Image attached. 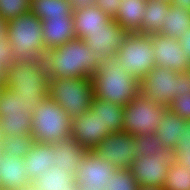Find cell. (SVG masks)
Segmentation results:
<instances>
[{
	"label": "cell",
	"mask_w": 190,
	"mask_h": 190,
	"mask_svg": "<svg viewBox=\"0 0 190 190\" xmlns=\"http://www.w3.org/2000/svg\"><path fill=\"white\" fill-rule=\"evenodd\" d=\"M140 93L168 108L179 94V73L155 66L141 81Z\"/></svg>",
	"instance_id": "obj_10"
},
{
	"label": "cell",
	"mask_w": 190,
	"mask_h": 190,
	"mask_svg": "<svg viewBox=\"0 0 190 190\" xmlns=\"http://www.w3.org/2000/svg\"><path fill=\"white\" fill-rule=\"evenodd\" d=\"M146 3L147 0H122L114 21L128 32L142 33Z\"/></svg>",
	"instance_id": "obj_23"
},
{
	"label": "cell",
	"mask_w": 190,
	"mask_h": 190,
	"mask_svg": "<svg viewBox=\"0 0 190 190\" xmlns=\"http://www.w3.org/2000/svg\"><path fill=\"white\" fill-rule=\"evenodd\" d=\"M171 2L160 0H147L144 9V20L142 22L143 34L158 33L165 23L166 12L170 8Z\"/></svg>",
	"instance_id": "obj_29"
},
{
	"label": "cell",
	"mask_w": 190,
	"mask_h": 190,
	"mask_svg": "<svg viewBox=\"0 0 190 190\" xmlns=\"http://www.w3.org/2000/svg\"><path fill=\"white\" fill-rule=\"evenodd\" d=\"M32 184L36 190H79V185L71 173L54 166L44 170Z\"/></svg>",
	"instance_id": "obj_22"
},
{
	"label": "cell",
	"mask_w": 190,
	"mask_h": 190,
	"mask_svg": "<svg viewBox=\"0 0 190 190\" xmlns=\"http://www.w3.org/2000/svg\"><path fill=\"white\" fill-rule=\"evenodd\" d=\"M179 94H190V70L179 73Z\"/></svg>",
	"instance_id": "obj_38"
},
{
	"label": "cell",
	"mask_w": 190,
	"mask_h": 190,
	"mask_svg": "<svg viewBox=\"0 0 190 190\" xmlns=\"http://www.w3.org/2000/svg\"><path fill=\"white\" fill-rule=\"evenodd\" d=\"M49 79L89 78L99 70L101 59L83 39L75 38L48 49L44 59Z\"/></svg>",
	"instance_id": "obj_1"
},
{
	"label": "cell",
	"mask_w": 190,
	"mask_h": 190,
	"mask_svg": "<svg viewBox=\"0 0 190 190\" xmlns=\"http://www.w3.org/2000/svg\"><path fill=\"white\" fill-rule=\"evenodd\" d=\"M90 108L98 113L103 125L107 126L110 132L122 131L124 115L123 106L93 97Z\"/></svg>",
	"instance_id": "obj_27"
},
{
	"label": "cell",
	"mask_w": 190,
	"mask_h": 190,
	"mask_svg": "<svg viewBox=\"0 0 190 190\" xmlns=\"http://www.w3.org/2000/svg\"><path fill=\"white\" fill-rule=\"evenodd\" d=\"M137 190H164L163 187L157 186H139Z\"/></svg>",
	"instance_id": "obj_43"
},
{
	"label": "cell",
	"mask_w": 190,
	"mask_h": 190,
	"mask_svg": "<svg viewBox=\"0 0 190 190\" xmlns=\"http://www.w3.org/2000/svg\"><path fill=\"white\" fill-rule=\"evenodd\" d=\"M43 43L47 50L74 40L73 15L68 18H50L42 21Z\"/></svg>",
	"instance_id": "obj_19"
},
{
	"label": "cell",
	"mask_w": 190,
	"mask_h": 190,
	"mask_svg": "<svg viewBox=\"0 0 190 190\" xmlns=\"http://www.w3.org/2000/svg\"><path fill=\"white\" fill-rule=\"evenodd\" d=\"M73 11L69 0H31L30 12L41 21L50 18H68Z\"/></svg>",
	"instance_id": "obj_25"
},
{
	"label": "cell",
	"mask_w": 190,
	"mask_h": 190,
	"mask_svg": "<svg viewBox=\"0 0 190 190\" xmlns=\"http://www.w3.org/2000/svg\"><path fill=\"white\" fill-rule=\"evenodd\" d=\"M128 33L116 21L110 19L107 28L92 30L82 39L90 50L96 52L99 59H103L118 52Z\"/></svg>",
	"instance_id": "obj_15"
},
{
	"label": "cell",
	"mask_w": 190,
	"mask_h": 190,
	"mask_svg": "<svg viewBox=\"0 0 190 190\" xmlns=\"http://www.w3.org/2000/svg\"><path fill=\"white\" fill-rule=\"evenodd\" d=\"M155 66L165 67L178 73L190 70V61L177 39L158 33L151 34Z\"/></svg>",
	"instance_id": "obj_13"
},
{
	"label": "cell",
	"mask_w": 190,
	"mask_h": 190,
	"mask_svg": "<svg viewBox=\"0 0 190 190\" xmlns=\"http://www.w3.org/2000/svg\"><path fill=\"white\" fill-rule=\"evenodd\" d=\"M19 190H36L34 185L31 183L30 185L28 186H24L22 188H20Z\"/></svg>",
	"instance_id": "obj_45"
},
{
	"label": "cell",
	"mask_w": 190,
	"mask_h": 190,
	"mask_svg": "<svg viewBox=\"0 0 190 190\" xmlns=\"http://www.w3.org/2000/svg\"><path fill=\"white\" fill-rule=\"evenodd\" d=\"M47 95L74 120L83 115L92 105L93 81L89 78L77 77L49 79Z\"/></svg>",
	"instance_id": "obj_4"
},
{
	"label": "cell",
	"mask_w": 190,
	"mask_h": 190,
	"mask_svg": "<svg viewBox=\"0 0 190 190\" xmlns=\"http://www.w3.org/2000/svg\"><path fill=\"white\" fill-rule=\"evenodd\" d=\"M111 132L104 126L98 113L91 108L83 115L72 120L70 136L80 146L92 150Z\"/></svg>",
	"instance_id": "obj_14"
},
{
	"label": "cell",
	"mask_w": 190,
	"mask_h": 190,
	"mask_svg": "<svg viewBox=\"0 0 190 190\" xmlns=\"http://www.w3.org/2000/svg\"><path fill=\"white\" fill-rule=\"evenodd\" d=\"M137 140L126 131L111 132L92 150L116 169H131Z\"/></svg>",
	"instance_id": "obj_11"
},
{
	"label": "cell",
	"mask_w": 190,
	"mask_h": 190,
	"mask_svg": "<svg viewBox=\"0 0 190 190\" xmlns=\"http://www.w3.org/2000/svg\"><path fill=\"white\" fill-rule=\"evenodd\" d=\"M31 0H0V16L7 22L30 11Z\"/></svg>",
	"instance_id": "obj_33"
},
{
	"label": "cell",
	"mask_w": 190,
	"mask_h": 190,
	"mask_svg": "<svg viewBox=\"0 0 190 190\" xmlns=\"http://www.w3.org/2000/svg\"><path fill=\"white\" fill-rule=\"evenodd\" d=\"M135 138L137 140V149L134 153V158L146 157L151 153H161L168 167L177 163L176 150L166 147L158 135L146 134L135 136Z\"/></svg>",
	"instance_id": "obj_24"
},
{
	"label": "cell",
	"mask_w": 190,
	"mask_h": 190,
	"mask_svg": "<svg viewBox=\"0 0 190 190\" xmlns=\"http://www.w3.org/2000/svg\"><path fill=\"white\" fill-rule=\"evenodd\" d=\"M160 1H164V2H172V0H160Z\"/></svg>",
	"instance_id": "obj_48"
},
{
	"label": "cell",
	"mask_w": 190,
	"mask_h": 190,
	"mask_svg": "<svg viewBox=\"0 0 190 190\" xmlns=\"http://www.w3.org/2000/svg\"><path fill=\"white\" fill-rule=\"evenodd\" d=\"M34 140L31 135H1L2 153L16 158H25L31 150Z\"/></svg>",
	"instance_id": "obj_30"
},
{
	"label": "cell",
	"mask_w": 190,
	"mask_h": 190,
	"mask_svg": "<svg viewBox=\"0 0 190 190\" xmlns=\"http://www.w3.org/2000/svg\"><path fill=\"white\" fill-rule=\"evenodd\" d=\"M184 119L167 109L160 120V126L156 130V135L168 148H174L180 140L183 132Z\"/></svg>",
	"instance_id": "obj_28"
},
{
	"label": "cell",
	"mask_w": 190,
	"mask_h": 190,
	"mask_svg": "<svg viewBox=\"0 0 190 190\" xmlns=\"http://www.w3.org/2000/svg\"><path fill=\"white\" fill-rule=\"evenodd\" d=\"M184 35L180 36L178 42L181 44L182 50L190 61V28L184 31Z\"/></svg>",
	"instance_id": "obj_39"
},
{
	"label": "cell",
	"mask_w": 190,
	"mask_h": 190,
	"mask_svg": "<svg viewBox=\"0 0 190 190\" xmlns=\"http://www.w3.org/2000/svg\"><path fill=\"white\" fill-rule=\"evenodd\" d=\"M138 187L130 169H117L108 179L105 190H137Z\"/></svg>",
	"instance_id": "obj_32"
},
{
	"label": "cell",
	"mask_w": 190,
	"mask_h": 190,
	"mask_svg": "<svg viewBox=\"0 0 190 190\" xmlns=\"http://www.w3.org/2000/svg\"><path fill=\"white\" fill-rule=\"evenodd\" d=\"M6 78V69L0 66V83H4Z\"/></svg>",
	"instance_id": "obj_44"
},
{
	"label": "cell",
	"mask_w": 190,
	"mask_h": 190,
	"mask_svg": "<svg viewBox=\"0 0 190 190\" xmlns=\"http://www.w3.org/2000/svg\"><path fill=\"white\" fill-rule=\"evenodd\" d=\"M164 21L158 34L178 40L190 28V12L171 4Z\"/></svg>",
	"instance_id": "obj_26"
},
{
	"label": "cell",
	"mask_w": 190,
	"mask_h": 190,
	"mask_svg": "<svg viewBox=\"0 0 190 190\" xmlns=\"http://www.w3.org/2000/svg\"><path fill=\"white\" fill-rule=\"evenodd\" d=\"M182 133L174 149L177 153V162L190 169V120H184Z\"/></svg>",
	"instance_id": "obj_34"
},
{
	"label": "cell",
	"mask_w": 190,
	"mask_h": 190,
	"mask_svg": "<svg viewBox=\"0 0 190 190\" xmlns=\"http://www.w3.org/2000/svg\"><path fill=\"white\" fill-rule=\"evenodd\" d=\"M171 4L190 12V0H172Z\"/></svg>",
	"instance_id": "obj_41"
},
{
	"label": "cell",
	"mask_w": 190,
	"mask_h": 190,
	"mask_svg": "<svg viewBox=\"0 0 190 190\" xmlns=\"http://www.w3.org/2000/svg\"><path fill=\"white\" fill-rule=\"evenodd\" d=\"M122 0H95L94 6L98 7L110 19H115Z\"/></svg>",
	"instance_id": "obj_37"
},
{
	"label": "cell",
	"mask_w": 190,
	"mask_h": 190,
	"mask_svg": "<svg viewBox=\"0 0 190 190\" xmlns=\"http://www.w3.org/2000/svg\"><path fill=\"white\" fill-rule=\"evenodd\" d=\"M8 22L0 16V39L7 36Z\"/></svg>",
	"instance_id": "obj_42"
},
{
	"label": "cell",
	"mask_w": 190,
	"mask_h": 190,
	"mask_svg": "<svg viewBox=\"0 0 190 190\" xmlns=\"http://www.w3.org/2000/svg\"><path fill=\"white\" fill-rule=\"evenodd\" d=\"M48 81L44 61H17L6 70L3 87L27 99H45L48 96Z\"/></svg>",
	"instance_id": "obj_7"
},
{
	"label": "cell",
	"mask_w": 190,
	"mask_h": 190,
	"mask_svg": "<svg viewBox=\"0 0 190 190\" xmlns=\"http://www.w3.org/2000/svg\"><path fill=\"white\" fill-rule=\"evenodd\" d=\"M126 73L141 81L154 67V47L151 35L129 32L116 53Z\"/></svg>",
	"instance_id": "obj_8"
},
{
	"label": "cell",
	"mask_w": 190,
	"mask_h": 190,
	"mask_svg": "<svg viewBox=\"0 0 190 190\" xmlns=\"http://www.w3.org/2000/svg\"><path fill=\"white\" fill-rule=\"evenodd\" d=\"M32 182L23 158L3 154L0 160V186L2 190H19Z\"/></svg>",
	"instance_id": "obj_18"
},
{
	"label": "cell",
	"mask_w": 190,
	"mask_h": 190,
	"mask_svg": "<svg viewBox=\"0 0 190 190\" xmlns=\"http://www.w3.org/2000/svg\"><path fill=\"white\" fill-rule=\"evenodd\" d=\"M4 83H0V91L2 90Z\"/></svg>",
	"instance_id": "obj_46"
},
{
	"label": "cell",
	"mask_w": 190,
	"mask_h": 190,
	"mask_svg": "<svg viewBox=\"0 0 190 190\" xmlns=\"http://www.w3.org/2000/svg\"><path fill=\"white\" fill-rule=\"evenodd\" d=\"M92 81L95 98L123 107L140 94V81L124 71L116 53L101 59Z\"/></svg>",
	"instance_id": "obj_2"
},
{
	"label": "cell",
	"mask_w": 190,
	"mask_h": 190,
	"mask_svg": "<svg viewBox=\"0 0 190 190\" xmlns=\"http://www.w3.org/2000/svg\"><path fill=\"white\" fill-rule=\"evenodd\" d=\"M164 190H190V169L180 163L168 168Z\"/></svg>",
	"instance_id": "obj_31"
},
{
	"label": "cell",
	"mask_w": 190,
	"mask_h": 190,
	"mask_svg": "<svg viewBox=\"0 0 190 190\" xmlns=\"http://www.w3.org/2000/svg\"><path fill=\"white\" fill-rule=\"evenodd\" d=\"M14 64L15 61L13 60L9 39L7 36H4L0 39V66L8 70Z\"/></svg>",
	"instance_id": "obj_36"
},
{
	"label": "cell",
	"mask_w": 190,
	"mask_h": 190,
	"mask_svg": "<svg viewBox=\"0 0 190 190\" xmlns=\"http://www.w3.org/2000/svg\"><path fill=\"white\" fill-rule=\"evenodd\" d=\"M71 126L72 119L47 96L33 112L31 136L37 143L57 144L70 136Z\"/></svg>",
	"instance_id": "obj_6"
},
{
	"label": "cell",
	"mask_w": 190,
	"mask_h": 190,
	"mask_svg": "<svg viewBox=\"0 0 190 190\" xmlns=\"http://www.w3.org/2000/svg\"><path fill=\"white\" fill-rule=\"evenodd\" d=\"M168 109L184 120H190V94H178Z\"/></svg>",
	"instance_id": "obj_35"
},
{
	"label": "cell",
	"mask_w": 190,
	"mask_h": 190,
	"mask_svg": "<svg viewBox=\"0 0 190 190\" xmlns=\"http://www.w3.org/2000/svg\"><path fill=\"white\" fill-rule=\"evenodd\" d=\"M117 169L93 150H88L75 176L79 190H105L108 179Z\"/></svg>",
	"instance_id": "obj_12"
},
{
	"label": "cell",
	"mask_w": 190,
	"mask_h": 190,
	"mask_svg": "<svg viewBox=\"0 0 190 190\" xmlns=\"http://www.w3.org/2000/svg\"><path fill=\"white\" fill-rule=\"evenodd\" d=\"M72 15L75 37L79 39L84 38L92 30L107 28V22L110 20L95 6L73 9Z\"/></svg>",
	"instance_id": "obj_20"
},
{
	"label": "cell",
	"mask_w": 190,
	"mask_h": 190,
	"mask_svg": "<svg viewBox=\"0 0 190 190\" xmlns=\"http://www.w3.org/2000/svg\"><path fill=\"white\" fill-rule=\"evenodd\" d=\"M42 30V21L30 11L8 21L7 37L15 62L44 61L48 50Z\"/></svg>",
	"instance_id": "obj_3"
},
{
	"label": "cell",
	"mask_w": 190,
	"mask_h": 190,
	"mask_svg": "<svg viewBox=\"0 0 190 190\" xmlns=\"http://www.w3.org/2000/svg\"><path fill=\"white\" fill-rule=\"evenodd\" d=\"M44 99H27L10 88L0 91V135H31L33 112Z\"/></svg>",
	"instance_id": "obj_5"
},
{
	"label": "cell",
	"mask_w": 190,
	"mask_h": 190,
	"mask_svg": "<svg viewBox=\"0 0 190 190\" xmlns=\"http://www.w3.org/2000/svg\"><path fill=\"white\" fill-rule=\"evenodd\" d=\"M168 168L161 153H151L134 158L130 170L139 186L163 187Z\"/></svg>",
	"instance_id": "obj_16"
},
{
	"label": "cell",
	"mask_w": 190,
	"mask_h": 190,
	"mask_svg": "<svg viewBox=\"0 0 190 190\" xmlns=\"http://www.w3.org/2000/svg\"><path fill=\"white\" fill-rule=\"evenodd\" d=\"M167 109L140 93L124 106L122 131L134 136L155 134Z\"/></svg>",
	"instance_id": "obj_9"
},
{
	"label": "cell",
	"mask_w": 190,
	"mask_h": 190,
	"mask_svg": "<svg viewBox=\"0 0 190 190\" xmlns=\"http://www.w3.org/2000/svg\"><path fill=\"white\" fill-rule=\"evenodd\" d=\"M23 162L32 182L40 177L44 170L54 166V144L34 142Z\"/></svg>",
	"instance_id": "obj_21"
},
{
	"label": "cell",
	"mask_w": 190,
	"mask_h": 190,
	"mask_svg": "<svg viewBox=\"0 0 190 190\" xmlns=\"http://www.w3.org/2000/svg\"><path fill=\"white\" fill-rule=\"evenodd\" d=\"M72 4L73 9L81 7H92L94 6L95 0H69Z\"/></svg>",
	"instance_id": "obj_40"
},
{
	"label": "cell",
	"mask_w": 190,
	"mask_h": 190,
	"mask_svg": "<svg viewBox=\"0 0 190 190\" xmlns=\"http://www.w3.org/2000/svg\"><path fill=\"white\" fill-rule=\"evenodd\" d=\"M88 150V148L80 146L71 136L61 139L54 144V168L64 169L75 177L78 166Z\"/></svg>",
	"instance_id": "obj_17"
},
{
	"label": "cell",
	"mask_w": 190,
	"mask_h": 190,
	"mask_svg": "<svg viewBox=\"0 0 190 190\" xmlns=\"http://www.w3.org/2000/svg\"><path fill=\"white\" fill-rule=\"evenodd\" d=\"M2 155H3V153H2V150H1V147H0V160L2 158Z\"/></svg>",
	"instance_id": "obj_47"
}]
</instances>
